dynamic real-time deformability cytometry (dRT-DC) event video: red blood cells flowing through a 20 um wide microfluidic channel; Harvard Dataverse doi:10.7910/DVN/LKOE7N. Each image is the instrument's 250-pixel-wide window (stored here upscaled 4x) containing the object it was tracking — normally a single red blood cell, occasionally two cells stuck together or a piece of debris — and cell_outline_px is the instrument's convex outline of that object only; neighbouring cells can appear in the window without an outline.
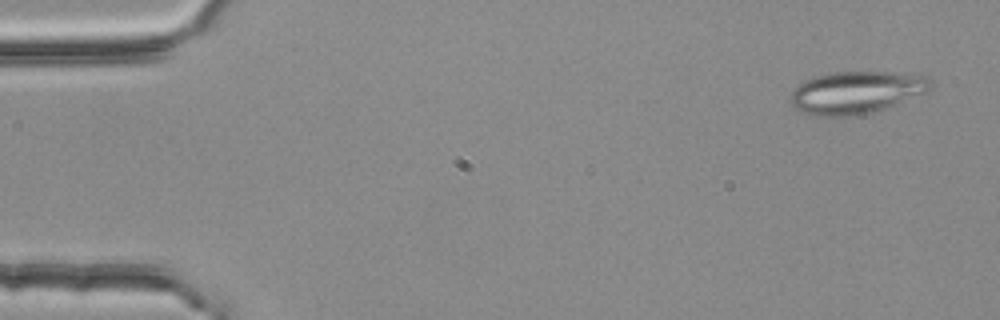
{"species": "common noctule bat (a hibernating species)", "species_latin": "Nyctalus noctula", "temperature_condition": "room temperature", "stored_images_in_passage": 54, "camera_frame_rate_fps": 3000, "um_per_image_px": 0.085, "animal": {"sex": "female", "body_mass_g": 25.1}, "frame": {"image": 1, "passage_image": 3, "time_ms": 0.667, "image_size_px": [1000, 320], "cell_outline_px": [[932, 88], [924, 92], [884, 108], [852, 116], [812, 116], [800, 112], [792, 108], [788, 104], [792, 88], [804, 80], [816, 76], [836, 72], [888, 72], [928, 76], [932, 80]], "centroid_in_image_um": [72.67, 7.86], "position_along_channel_um": 12.3, "area_um2": 34.62}}
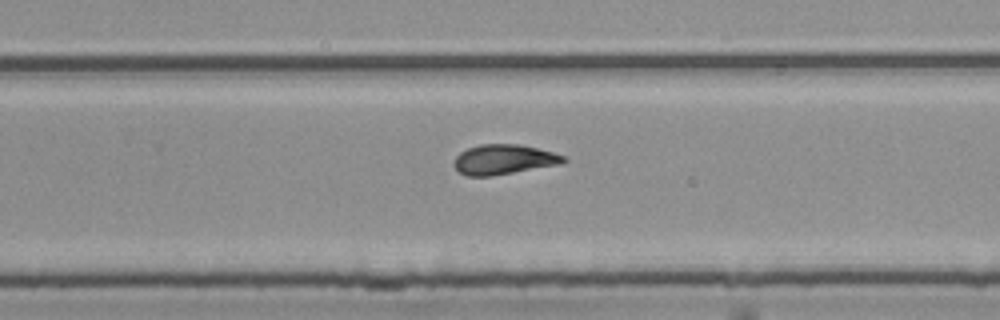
{"frame": {"image": 2, "passage_image": 35, "time_ms": 11.333, "image_size_px": [1000, 320], "cell_outline_px": [[568, 160], [560, 164], [492, 176], [468, 176], [460, 172], [452, 164], [456, 156], [460, 152], [468, 148], [480, 144], [520, 144], [552, 152], [564, 156]], "centroid_in_image_um": [42.8, 13.55], "position_along_channel_um": 287.0, "area_um2": 19.02}}
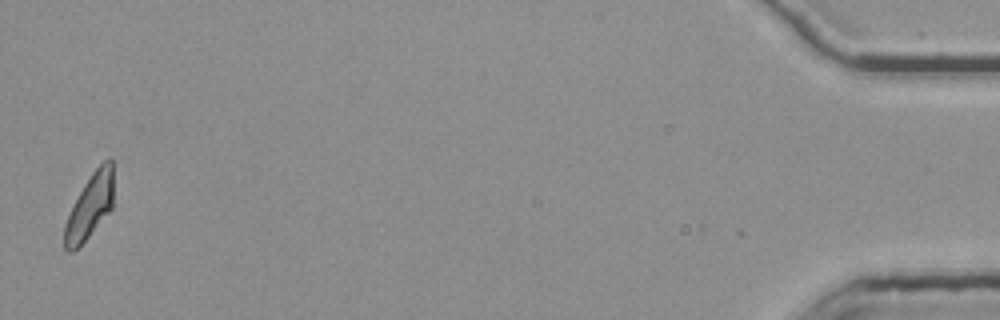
{"frame": {"image": 3, "passage_image": 54, "time_ms": 17.667, "image_size_px": [1000, 320], "cell_outline_px": [[112, 208], [88, 236], [72, 252], [68, 252], [64, 248], [64, 224], [84, 184], [92, 172], [108, 156], [112, 160]], "centroid_in_image_um": [7.63, 17.52], "position_along_channel_um": 427.6, "area_um2": 17.92}, "authors_computed_cell_mechanics": {"area_um2": 19.652, "velocity_mm_per_s": 3.75, "shape_relaxation_time_tau1_ms": null, "shape_relaxation_time_tau2_ms": 1.8272, "deformation_change_tau1": null, "deformation_change_tau2": 0.0932}}